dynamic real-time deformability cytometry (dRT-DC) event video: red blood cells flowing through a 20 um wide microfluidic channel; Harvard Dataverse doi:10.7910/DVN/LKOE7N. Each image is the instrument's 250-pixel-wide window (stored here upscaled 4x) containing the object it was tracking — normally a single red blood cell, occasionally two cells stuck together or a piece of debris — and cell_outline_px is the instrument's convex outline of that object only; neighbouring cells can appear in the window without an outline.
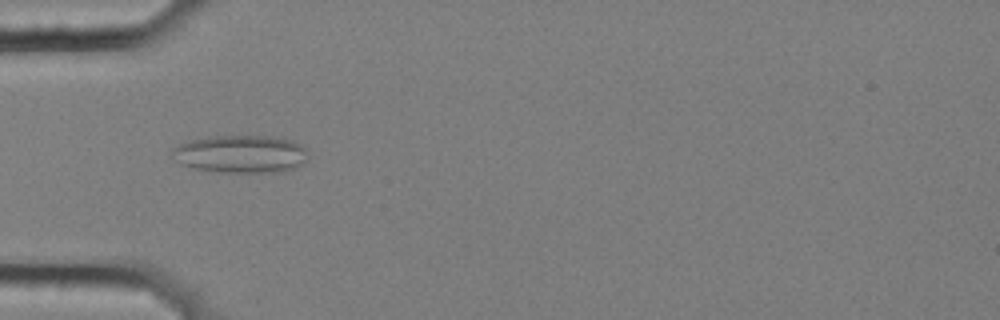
{"species": "common noctule bat (a hibernating species)", "species_latin": "Nyctalus noctula", "temperature_condition": "cold", "stored_images_in_passage": 40, "camera_frame_rate_fps": 3000, "um_per_image_px": 0.085, "animal": {"sex": "female", "body_mass_g": 25.1}, "frame": {"image": 1, "passage_image": 2, "time_ms": 0.333, "image_size_px": [1000, 320], "cell_outline_px": [[308, 148], [304, 160], [300, 164], [292, 168], [280, 172], [216, 172], [192, 168], [180, 164], [172, 152], [172, 148], [180, 144], [192, 140], [212, 136], [268, 136], [292, 140]], "centroid_in_image_um": [20.46, 13.09], "position_along_channel_um": 64.5, "area_um2": 29.71}}
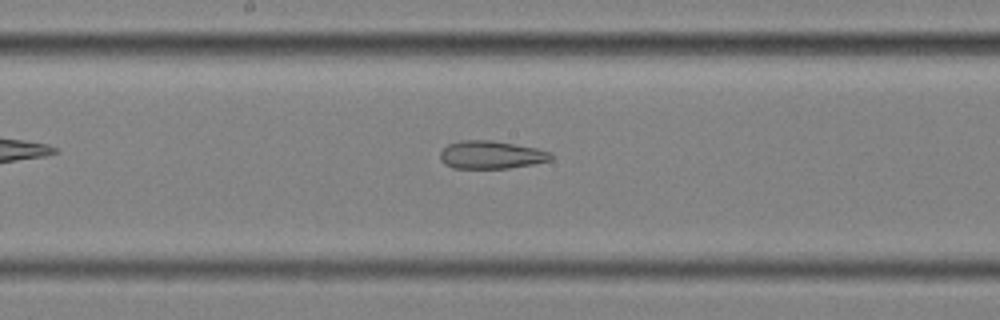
{"frame": {"image": 2, "passage_image": 14, "time_ms": 4.333, "image_size_px": [1000, 320], "cell_outline_px": [[552, 160], [532, 164], [508, 168], [452, 168], [444, 164], [440, 160], [440, 152], [448, 144], [460, 140], [492, 140], [536, 148], [552, 152]], "centroid_in_image_um": [41.73, 13.16], "position_along_channel_um": 206.5, "area_um2": 18.09}}
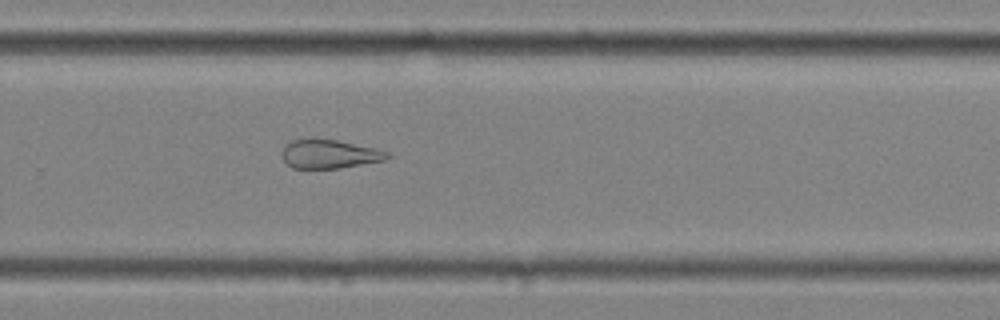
{"frame": {"image": 3, "passage_image": 22, "time_ms": 7.0, "image_size_px": [1000, 320], "cell_outline_px": [[392, 156], [384, 160], [340, 168], [292, 168], [280, 156], [280, 152], [292, 140], [336, 140], [380, 148], [388, 152]], "centroid_in_image_um": [28.05, 13.1], "position_along_channel_um": 301.8, "area_um2": 17.51}, "authors_computed_cell_mechanics": {"area_um2": 20.4034, "velocity_mm_per_s": 3.583, "shape_relaxation_time_tau1_ms": null, "shape_relaxation_time_tau2_ms": 4.339, "deformation_change_tau1": null, "deformation_change_tau2": 0.1429}}